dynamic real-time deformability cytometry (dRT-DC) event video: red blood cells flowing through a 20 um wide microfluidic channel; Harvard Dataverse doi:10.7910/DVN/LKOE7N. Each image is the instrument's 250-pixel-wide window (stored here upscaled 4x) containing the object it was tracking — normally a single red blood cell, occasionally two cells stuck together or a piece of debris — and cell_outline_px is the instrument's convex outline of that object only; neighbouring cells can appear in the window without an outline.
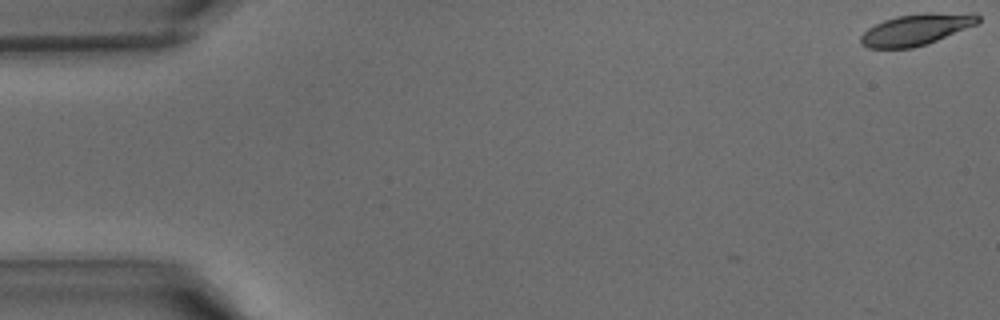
{"species": "common noctule bat (a hibernating species)", "species_latin": "Nyctalus noctula", "temperature_condition": "warm", "stored_images_in_passage": 4, "camera_frame_rate_fps": 3000, "um_per_image_px": 0.085, "animal": {"sex": "male", "body_mass_g": 15.6}, "frame": {"image": 1, "passage_image": 1, "time_ms": 0.0, "image_size_px": [1000, 320], "cell_outline_px": [[980, 20], [976, 24], [928, 44], [912, 48], [868, 48], [860, 44], [860, 36], [868, 28], [884, 20], [896, 16], [924, 12], [972, 12], [980, 16]], "centroid_in_image_um": [77.89, 2.49], "position_along_channel_um": 7.1, "area_um2": 21.68}}